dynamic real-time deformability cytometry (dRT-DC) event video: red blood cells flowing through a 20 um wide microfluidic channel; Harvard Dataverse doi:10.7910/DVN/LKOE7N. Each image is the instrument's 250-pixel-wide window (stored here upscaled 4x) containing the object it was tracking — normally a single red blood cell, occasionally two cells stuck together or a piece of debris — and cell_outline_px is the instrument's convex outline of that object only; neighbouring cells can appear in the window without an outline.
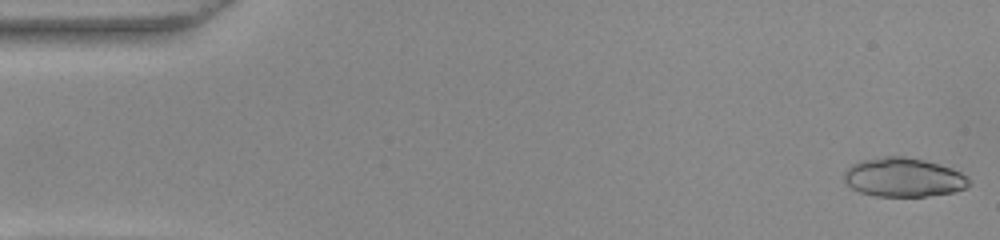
{"species": "common noctule bat (a hibernating species)", "species_latin": "Nyctalus noctula", "temperature_condition": "warm", "stored_images_in_passage": 53, "camera_frame_rate_fps": 3000, "um_per_image_px": 0.085, "animal": {"sex": "female", "body_mass_g": 22.0, "forearm_length_mm": 56.7}, "frame": {"image": 1, "passage_image": 1, "time_ms": 0.0, "image_size_px": [1000, 240], "cell_outline_px": [[968, 184], [964, 188], [952, 192], [924, 196], [872, 196], [860, 192], [852, 188], [844, 180], [844, 172], [852, 164], [860, 160], [884, 156], [904, 156], [924, 160], [952, 168], [960, 172], [968, 180]], "centroid_in_image_um": [76.74, 15.07], "position_along_channel_um": 8.3, "area_um2": 28.15}}
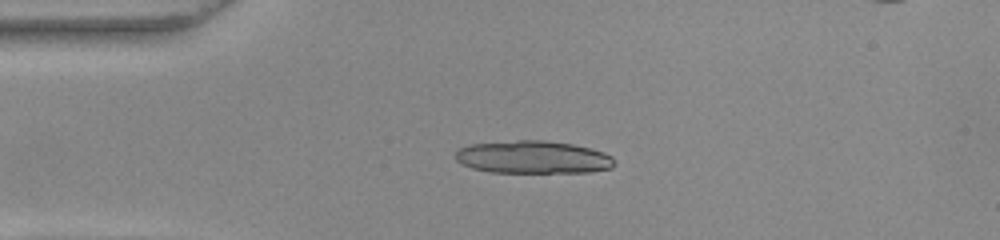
{"frame": {"image": 2, "passage_image": 12, "time_ms": 3.667, "image_size_px": [1000, 240], "cell_outline_px": [[616, 164], [612, 168], [588, 172], [488, 172], [472, 168], [456, 160], [456, 148], [468, 144], [516, 140], [544, 140], [572, 144], [604, 152], [612, 156]], "centroid_in_image_um": [45.29, 13.35], "position_along_channel_um": 39.7, "area_um2": 30.46}}
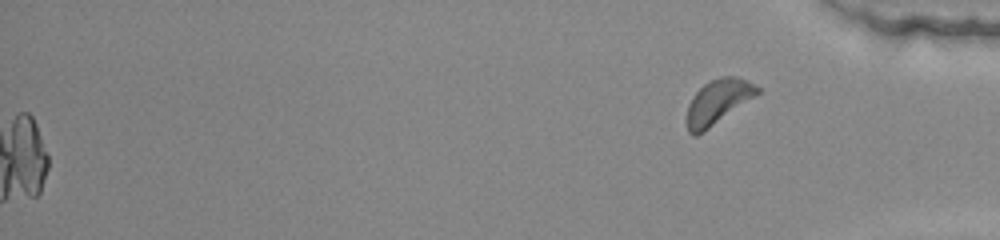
{"frame": {"image": 3, "passage_image": 53, "time_ms": 17.333, "image_size_px": [1000, 240], "cell_outline_px": [[760, 92], [708, 128], [696, 136], [692, 136], [688, 132], [688, 104], [692, 96], [704, 84], [720, 76], [736, 76], [748, 80], [760, 88]], "centroid_in_image_um": [61.02, 8.62], "position_along_channel_um": 374.2, "area_um2": 17.8}}